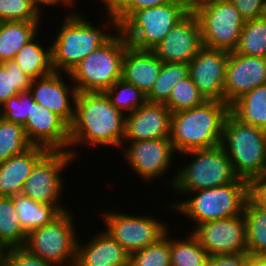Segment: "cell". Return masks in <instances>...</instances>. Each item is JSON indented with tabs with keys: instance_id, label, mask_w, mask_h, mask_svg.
<instances>
[{
	"instance_id": "obj_1",
	"label": "cell",
	"mask_w": 266,
	"mask_h": 266,
	"mask_svg": "<svg viewBox=\"0 0 266 266\" xmlns=\"http://www.w3.org/2000/svg\"><path fill=\"white\" fill-rule=\"evenodd\" d=\"M124 126L125 115L111 104L105 92H77L69 152L76 159L77 151L72 148L82 143L123 147Z\"/></svg>"
},
{
	"instance_id": "obj_2",
	"label": "cell",
	"mask_w": 266,
	"mask_h": 266,
	"mask_svg": "<svg viewBox=\"0 0 266 266\" xmlns=\"http://www.w3.org/2000/svg\"><path fill=\"white\" fill-rule=\"evenodd\" d=\"M230 106L206 101L191 109L172 112L170 141L179 154L220 145L223 125Z\"/></svg>"
},
{
	"instance_id": "obj_3",
	"label": "cell",
	"mask_w": 266,
	"mask_h": 266,
	"mask_svg": "<svg viewBox=\"0 0 266 266\" xmlns=\"http://www.w3.org/2000/svg\"><path fill=\"white\" fill-rule=\"evenodd\" d=\"M52 46V65L55 72L65 75L88 54L108 43L115 35L94 27L78 12H68ZM102 29V30H101ZM105 31V32H104Z\"/></svg>"
},
{
	"instance_id": "obj_4",
	"label": "cell",
	"mask_w": 266,
	"mask_h": 266,
	"mask_svg": "<svg viewBox=\"0 0 266 266\" xmlns=\"http://www.w3.org/2000/svg\"><path fill=\"white\" fill-rule=\"evenodd\" d=\"M186 196L188 199L169 204V207L187 216L196 227L200 223L242 214L248 200V181L238 178L234 183L189 192Z\"/></svg>"
},
{
	"instance_id": "obj_5",
	"label": "cell",
	"mask_w": 266,
	"mask_h": 266,
	"mask_svg": "<svg viewBox=\"0 0 266 266\" xmlns=\"http://www.w3.org/2000/svg\"><path fill=\"white\" fill-rule=\"evenodd\" d=\"M220 145L235 174L247 181L266 175V131L241 123L231 113L225 119Z\"/></svg>"
},
{
	"instance_id": "obj_6",
	"label": "cell",
	"mask_w": 266,
	"mask_h": 266,
	"mask_svg": "<svg viewBox=\"0 0 266 266\" xmlns=\"http://www.w3.org/2000/svg\"><path fill=\"white\" fill-rule=\"evenodd\" d=\"M181 155H190L193 161L178 168L170 182L168 181L176 194L186 196L189 192L234 183L239 178L221 145L191 150Z\"/></svg>"
},
{
	"instance_id": "obj_7",
	"label": "cell",
	"mask_w": 266,
	"mask_h": 266,
	"mask_svg": "<svg viewBox=\"0 0 266 266\" xmlns=\"http://www.w3.org/2000/svg\"><path fill=\"white\" fill-rule=\"evenodd\" d=\"M128 45L119 30L108 43L81 60L67 73L77 92H105L121 79L124 52Z\"/></svg>"
},
{
	"instance_id": "obj_8",
	"label": "cell",
	"mask_w": 266,
	"mask_h": 266,
	"mask_svg": "<svg viewBox=\"0 0 266 266\" xmlns=\"http://www.w3.org/2000/svg\"><path fill=\"white\" fill-rule=\"evenodd\" d=\"M191 9L182 0L135 11L121 26L125 40L136 49L151 50Z\"/></svg>"
},
{
	"instance_id": "obj_9",
	"label": "cell",
	"mask_w": 266,
	"mask_h": 266,
	"mask_svg": "<svg viewBox=\"0 0 266 266\" xmlns=\"http://www.w3.org/2000/svg\"><path fill=\"white\" fill-rule=\"evenodd\" d=\"M73 215L64 211L52 222L29 232L24 248L58 266H75L78 236Z\"/></svg>"
},
{
	"instance_id": "obj_10",
	"label": "cell",
	"mask_w": 266,
	"mask_h": 266,
	"mask_svg": "<svg viewBox=\"0 0 266 266\" xmlns=\"http://www.w3.org/2000/svg\"><path fill=\"white\" fill-rule=\"evenodd\" d=\"M191 10L199 20L203 46L235 51L245 19L229 0H205Z\"/></svg>"
},
{
	"instance_id": "obj_11",
	"label": "cell",
	"mask_w": 266,
	"mask_h": 266,
	"mask_svg": "<svg viewBox=\"0 0 266 266\" xmlns=\"http://www.w3.org/2000/svg\"><path fill=\"white\" fill-rule=\"evenodd\" d=\"M74 160L70 152L48 150L34 165L29 177L25 180L22 194L35 202L56 206L61 212L66 206L58 204L62 195L61 172ZM71 162V163H70Z\"/></svg>"
},
{
	"instance_id": "obj_12",
	"label": "cell",
	"mask_w": 266,
	"mask_h": 266,
	"mask_svg": "<svg viewBox=\"0 0 266 266\" xmlns=\"http://www.w3.org/2000/svg\"><path fill=\"white\" fill-rule=\"evenodd\" d=\"M102 212L104 230L129 254L156 243L169 229L153 216Z\"/></svg>"
},
{
	"instance_id": "obj_13",
	"label": "cell",
	"mask_w": 266,
	"mask_h": 266,
	"mask_svg": "<svg viewBox=\"0 0 266 266\" xmlns=\"http://www.w3.org/2000/svg\"><path fill=\"white\" fill-rule=\"evenodd\" d=\"M191 231L209 256L247 253L244 213L200 223Z\"/></svg>"
},
{
	"instance_id": "obj_14",
	"label": "cell",
	"mask_w": 266,
	"mask_h": 266,
	"mask_svg": "<svg viewBox=\"0 0 266 266\" xmlns=\"http://www.w3.org/2000/svg\"><path fill=\"white\" fill-rule=\"evenodd\" d=\"M123 157L131 169L148 183L153 179L161 178L175 157L170 138L147 139L141 141H127ZM161 176V177H160Z\"/></svg>"
},
{
	"instance_id": "obj_15",
	"label": "cell",
	"mask_w": 266,
	"mask_h": 266,
	"mask_svg": "<svg viewBox=\"0 0 266 266\" xmlns=\"http://www.w3.org/2000/svg\"><path fill=\"white\" fill-rule=\"evenodd\" d=\"M229 52L202 46L189 62V75L207 101L225 102L224 84Z\"/></svg>"
},
{
	"instance_id": "obj_16",
	"label": "cell",
	"mask_w": 266,
	"mask_h": 266,
	"mask_svg": "<svg viewBox=\"0 0 266 266\" xmlns=\"http://www.w3.org/2000/svg\"><path fill=\"white\" fill-rule=\"evenodd\" d=\"M202 46L200 23L190 10L151 50L163 62L189 64Z\"/></svg>"
},
{
	"instance_id": "obj_17",
	"label": "cell",
	"mask_w": 266,
	"mask_h": 266,
	"mask_svg": "<svg viewBox=\"0 0 266 266\" xmlns=\"http://www.w3.org/2000/svg\"><path fill=\"white\" fill-rule=\"evenodd\" d=\"M23 127L32 145L69 152L70 126L60 116L37 102H32L31 114H28Z\"/></svg>"
},
{
	"instance_id": "obj_18",
	"label": "cell",
	"mask_w": 266,
	"mask_h": 266,
	"mask_svg": "<svg viewBox=\"0 0 266 266\" xmlns=\"http://www.w3.org/2000/svg\"><path fill=\"white\" fill-rule=\"evenodd\" d=\"M266 84V58L229 52L224 84L225 103L229 106L254 88Z\"/></svg>"
},
{
	"instance_id": "obj_19",
	"label": "cell",
	"mask_w": 266,
	"mask_h": 266,
	"mask_svg": "<svg viewBox=\"0 0 266 266\" xmlns=\"http://www.w3.org/2000/svg\"><path fill=\"white\" fill-rule=\"evenodd\" d=\"M172 112L165 104L146 101L133 113L125 115V141L170 138Z\"/></svg>"
},
{
	"instance_id": "obj_20",
	"label": "cell",
	"mask_w": 266,
	"mask_h": 266,
	"mask_svg": "<svg viewBox=\"0 0 266 266\" xmlns=\"http://www.w3.org/2000/svg\"><path fill=\"white\" fill-rule=\"evenodd\" d=\"M61 72L34 79L29 88L33 100L60 116L69 126L74 118L76 87L67 85ZM72 99V100H71Z\"/></svg>"
},
{
	"instance_id": "obj_21",
	"label": "cell",
	"mask_w": 266,
	"mask_h": 266,
	"mask_svg": "<svg viewBox=\"0 0 266 266\" xmlns=\"http://www.w3.org/2000/svg\"><path fill=\"white\" fill-rule=\"evenodd\" d=\"M130 254L105 230L85 245L77 241L75 266H129Z\"/></svg>"
},
{
	"instance_id": "obj_22",
	"label": "cell",
	"mask_w": 266,
	"mask_h": 266,
	"mask_svg": "<svg viewBox=\"0 0 266 266\" xmlns=\"http://www.w3.org/2000/svg\"><path fill=\"white\" fill-rule=\"evenodd\" d=\"M163 63L152 50L136 49L128 45L124 52L121 79L133 84L147 96Z\"/></svg>"
},
{
	"instance_id": "obj_23",
	"label": "cell",
	"mask_w": 266,
	"mask_h": 266,
	"mask_svg": "<svg viewBox=\"0 0 266 266\" xmlns=\"http://www.w3.org/2000/svg\"><path fill=\"white\" fill-rule=\"evenodd\" d=\"M47 151L45 147L32 145L24 153L0 162V196L20 194L32 168Z\"/></svg>"
},
{
	"instance_id": "obj_24",
	"label": "cell",
	"mask_w": 266,
	"mask_h": 266,
	"mask_svg": "<svg viewBox=\"0 0 266 266\" xmlns=\"http://www.w3.org/2000/svg\"><path fill=\"white\" fill-rule=\"evenodd\" d=\"M41 21L0 22V63L14 60L17 52L38 33Z\"/></svg>"
},
{
	"instance_id": "obj_25",
	"label": "cell",
	"mask_w": 266,
	"mask_h": 266,
	"mask_svg": "<svg viewBox=\"0 0 266 266\" xmlns=\"http://www.w3.org/2000/svg\"><path fill=\"white\" fill-rule=\"evenodd\" d=\"M230 113L241 123L266 131V84L239 97L230 105Z\"/></svg>"
},
{
	"instance_id": "obj_26",
	"label": "cell",
	"mask_w": 266,
	"mask_h": 266,
	"mask_svg": "<svg viewBox=\"0 0 266 266\" xmlns=\"http://www.w3.org/2000/svg\"><path fill=\"white\" fill-rule=\"evenodd\" d=\"M36 35L16 54L14 60L32 80L46 77L55 72L52 65V46L45 49L36 40Z\"/></svg>"
},
{
	"instance_id": "obj_27",
	"label": "cell",
	"mask_w": 266,
	"mask_h": 266,
	"mask_svg": "<svg viewBox=\"0 0 266 266\" xmlns=\"http://www.w3.org/2000/svg\"><path fill=\"white\" fill-rule=\"evenodd\" d=\"M12 200L26 234L52 222L62 213L56 206L35 202L22 193L12 196Z\"/></svg>"
},
{
	"instance_id": "obj_28",
	"label": "cell",
	"mask_w": 266,
	"mask_h": 266,
	"mask_svg": "<svg viewBox=\"0 0 266 266\" xmlns=\"http://www.w3.org/2000/svg\"><path fill=\"white\" fill-rule=\"evenodd\" d=\"M26 238L12 197L0 196V245L4 249L24 247Z\"/></svg>"
},
{
	"instance_id": "obj_29",
	"label": "cell",
	"mask_w": 266,
	"mask_h": 266,
	"mask_svg": "<svg viewBox=\"0 0 266 266\" xmlns=\"http://www.w3.org/2000/svg\"><path fill=\"white\" fill-rule=\"evenodd\" d=\"M247 253L266 255V211L258 208L249 198L244 208Z\"/></svg>"
},
{
	"instance_id": "obj_30",
	"label": "cell",
	"mask_w": 266,
	"mask_h": 266,
	"mask_svg": "<svg viewBox=\"0 0 266 266\" xmlns=\"http://www.w3.org/2000/svg\"><path fill=\"white\" fill-rule=\"evenodd\" d=\"M189 75V65L187 63H167L164 62L158 78L151 91L146 96V100L151 103L165 104L175 85Z\"/></svg>"
},
{
	"instance_id": "obj_31",
	"label": "cell",
	"mask_w": 266,
	"mask_h": 266,
	"mask_svg": "<svg viewBox=\"0 0 266 266\" xmlns=\"http://www.w3.org/2000/svg\"><path fill=\"white\" fill-rule=\"evenodd\" d=\"M183 239H170L171 266H207L209 254L190 232Z\"/></svg>"
},
{
	"instance_id": "obj_32",
	"label": "cell",
	"mask_w": 266,
	"mask_h": 266,
	"mask_svg": "<svg viewBox=\"0 0 266 266\" xmlns=\"http://www.w3.org/2000/svg\"><path fill=\"white\" fill-rule=\"evenodd\" d=\"M240 55L266 58V19L246 20L235 49Z\"/></svg>"
},
{
	"instance_id": "obj_33",
	"label": "cell",
	"mask_w": 266,
	"mask_h": 266,
	"mask_svg": "<svg viewBox=\"0 0 266 266\" xmlns=\"http://www.w3.org/2000/svg\"><path fill=\"white\" fill-rule=\"evenodd\" d=\"M32 79L25 74L15 60L0 63V107L10 97L29 92Z\"/></svg>"
},
{
	"instance_id": "obj_34",
	"label": "cell",
	"mask_w": 266,
	"mask_h": 266,
	"mask_svg": "<svg viewBox=\"0 0 266 266\" xmlns=\"http://www.w3.org/2000/svg\"><path fill=\"white\" fill-rule=\"evenodd\" d=\"M31 146L23 125L6 121L0 117V162L24 153Z\"/></svg>"
},
{
	"instance_id": "obj_35",
	"label": "cell",
	"mask_w": 266,
	"mask_h": 266,
	"mask_svg": "<svg viewBox=\"0 0 266 266\" xmlns=\"http://www.w3.org/2000/svg\"><path fill=\"white\" fill-rule=\"evenodd\" d=\"M105 93L111 104L124 115L133 113L147 101L140 89L123 79L116 81Z\"/></svg>"
},
{
	"instance_id": "obj_36",
	"label": "cell",
	"mask_w": 266,
	"mask_h": 266,
	"mask_svg": "<svg viewBox=\"0 0 266 266\" xmlns=\"http://www.w3.org/2000/svg\"><path fill=\"white\" fill-rule=\"evenodd\" d=\"M168 233L167 231L156 243L130 253L129 266H171Z\"/></svg>"
},
{
	"instance_id": "obj_37",
	"label": "cell",
	"mask_w": 266,
	"mask_h": 266,
	"mask_svg": "<svg viewBox=\"0 0 266 266\" xmlns=\"http://www.w3.org/2000/svg\"><path fill=\"white\" fill-rule=\"evenodd\" d=\"M206 101L205 97L193 83L190 75H188L175 85L165 105L171 112H176L200 106Z\"/></svg>"
},
{
	"instance_id": "obj_38",
	"label": "cell",
	"mask_w": 266,
	"mask_h": 266,
	"mask_svg": "<svg viewBox=\"0 0 266 266\" xmlns=\"http://www.w3.org/2000/svg\"><path fill=\"white\" fill-rule=\"evenodd\" d=\"M41 14L29 0H0V22L40 21Z\"/></svg>"
},
{
	"instance_id": "obj_39",
	"label": "cell",
	"mask_w": 266,
	"mask_h": 266,
	"mask_svg": "<svg viewBox=\"0 0 266 266\" xmlns=\"http://www.w3.org/2000/svg\"><path fill=\"white\" fill-rule=\"evenodd\" d=\"M33 96L30 92L10 97L0 108V117L6 121L24 125L32 111Z\"/></svg>"
},
{
	"instance_id": "obj_40",
	"label": "cell",
	"mask_w": 266,
	"mask_h": 266,
	"mask_svg": "<svg viewBox=\"0 0 266 266\" xmlns=\"http://www.w3.org/2000/svg\"><path fill=\"white\" fill-rule=\"evenodd\" d=\"M2 266H58L45 261L31 253L24 247L6 248L3 252Z\"/></svg>"
},
{
	"instance_id": "obj_41",
	"label": "cell",
	"mask_w": 266,
	"mask_h": 266,
	"mask_svg": "<svg viewBox=\"0 0 266 266\" xmlns=\"http://www.w3.org/2000/svg\"><path fill=\"white\" fill-rule=\"evenodd\" d=\"M246 20L263 16L265 0H229Z\"/></svg>"
},
{
	"instance_id": "obj_42",
	"label": "cell",
	"mask_w": 266,
	"mask_h": 266,
	"mask_svg": "<svg viewBox=\"0 0 266 266\" xmlns=\"http://www.w3.org/2000/svg\"><path fill=\"white\" fill-rule=\"evenodd\" d=\"M248 198L266 211V175L248 181Z\"/></svg>"
},
{
	"instance_id": "obj_43",
	"label": "cell",
	"mask_w": 266,
	"mask_h": 266,
	"mask_svg": "<svg viewBox=\"0 0 266 266\" xmlns=\"http://www.w3.org/2000/svg\"><path fill=\"white\" fill-rule=\"evenodd\" d=\"M134 0H101L104 3V7L106 8L107 14L106 18H108V25H112L111 27L118 32L120 30V26L117 20V17L133 2ZM109 16V17H108Z\"/></svg>"
},
{
	"instance_id": "obj_44",
	"label": "cell",
	"mask_w": 266,
	"mask_h": 266,
	"mask_svg": "<svg viewBox=\"0 0 266 266\" xmlns=\"http://www.w3.org/2000/svg\"><path fill=\"white\" fill-rule=\"evenodd\" d=\"M248 253L212 255L209 256L207 266H248Z\"/></svg>"
},
{
	"instance_id": "obj_45",
	"label": "cell",
	"mask_w": 266,
	"mask_h": 266,
	"mask_svg": "<svg viewBox=\"0 0 266 266\" xmlns=\"http://www.w3.org/2000/svg\"><path fill=\"white\" fill-rule=\"evenodd\" d=\"M171 0H134L118 17L119 26H121L135 11L152 8Z\"/></svg>"
},
{
	"instance_id": "obj_46",
	"label": "cell",
	"mask_w": 266,
	"mask_h": 266,
	"mask_svg": "<svg viewBox=\"0 0 266 266\" xmlns=\"http://www.w3.org/2000/svg\"><path fill=\"white\" fill-rule=\"evenodd\" d=\"M34 6H35V8L41 13H43V11H41V9H42V7L45 5V7H46V5L47 6H51V5H53V6H56V4H58L59 5V3L61 4V5H63L64 7L66 6L65 4H62L63 2L61 1V0H29ZM42 6V7H41Z\"/></svg>"
},
{
	"instance_id": "obj_47",
	"label": "cell",
	"mask_w": 266,
	"mask_h": 266,
	"mask_svg": "<svg viewBox=\"0 0 266 266\" xmlns=\"http://www.w3.org/2000/svg\"><path fill=\"white\" fill-rule=\"evenodd\" d=\"M248 266H266V255L249 254Z\"/></svg>"
},
{
	"instance_id": "obj_48",
	"label": "cell",
	"mask_w": 266,
	"mask_h": 266,
	"mask_svg": "<svg viewBox=\"0 0 266 266\" xmlns=\"http://www.w3.org/2000/svg\"><path fill=\"white\" fill-rule=\"evenodd\" d=\"M190 9H192L195 5L205 0H182Z\"/></svg>"
},
{
	"instance_id": "obj_49",
	"label": "cell",
	"mask_w": 266,
	"mask_h": 266,
	"mask_svg": "<svg viewBox=\"0 0 266 266\" xmlns=\"http://www.w3.org/2000/svg\"><path fill=\"white\" fill-rule=\"evenodd\" d=\"M63 2V4H65L68 7H73L76 5V0H61ZM75 4V5H74Z\"/></svg>"
},
{
	"instance_id": "obj_50",
	"label": "cell",
	"mask_w": 266,
	"mask_h": 266,
	"mask_svg": "<svg viewBox=\"0 0 266 266\" xmlns=\"http://www.w3.org/2000/svg\"><path fill=\"white\" fill-rule=\"evenodd\" d=\"M3 252L4 248L0 245V266H2L3 263Z\"/></svg>"
},
{
	"instance_id": "obj_51",
	"label": "cell",
	"mask_w": 266,
	"mask_h": 266,
	"mask_svg": "<svg viewBox=\"0 0 266 266\" xmlns=\"http://www.w3.org/2000/svg\"><path fill=\"white\" fill-rule=\"evenodd\" d=\"M262 17L266 19V0H265V4H264V12H263Z\"/></svg>"
}]
</instances>
